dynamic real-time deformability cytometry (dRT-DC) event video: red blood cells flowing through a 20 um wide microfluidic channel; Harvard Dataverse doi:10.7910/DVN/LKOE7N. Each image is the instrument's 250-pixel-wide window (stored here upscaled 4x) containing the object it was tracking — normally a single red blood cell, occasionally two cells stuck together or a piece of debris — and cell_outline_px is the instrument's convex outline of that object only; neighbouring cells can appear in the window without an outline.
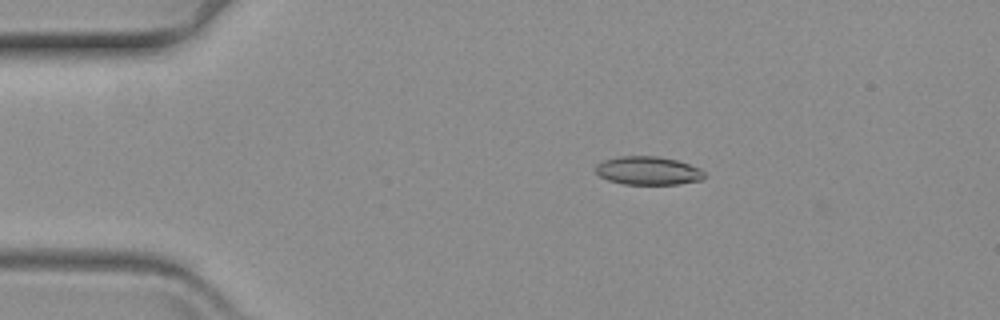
{"species": "common noctule bat (a hibernating species)", "species_latin": "Nyctalus noctula", "temperature_condition": "warm", "stored_images_in_passage": 60, "camera_frame_rate_fps": 3000, "um_per_image_px": 0.085, "animal": {"sex": "female", "body_mass_g": 19.3, "forearm_length_mm": 54.1}, "frame": {"image": 1, "passage_image": 11, "time_ms": 3.333, "image_size_px": [1000, 320], "cell_outline_px": [[704, 176], [700, 180], [680, 184], [624, 184], [608, 180], [600, 176], [596, 172], [596, 164], [604, 160], [620, 156], [656, 156], [676, 160], [700, 168], [704, 172]], "centroid_in_image_um": [55.07, 14.51], "position_along_channel_um": 29.9, "area_um2": 17.86}}
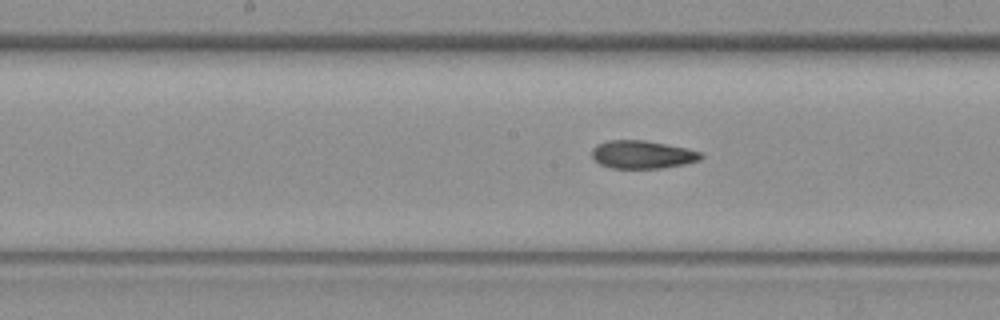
{"frame": {"image": 2, "passage_image": 30, "time_ms": 9.667, "image_size_px": [1000, 320], "cell_outline_px": [[704, 156], [700, 160], [684, 164], [660, 168], [612, 168], [600, 164], [592, 156], [592, 148], [596, 144], [608, 140], [644, 140], [684, 148], [700, 152]], "centroid_in_image_um": [54.57, 13.13], "position_along_channel_um": 193.6, "area_um2": 17.63}}
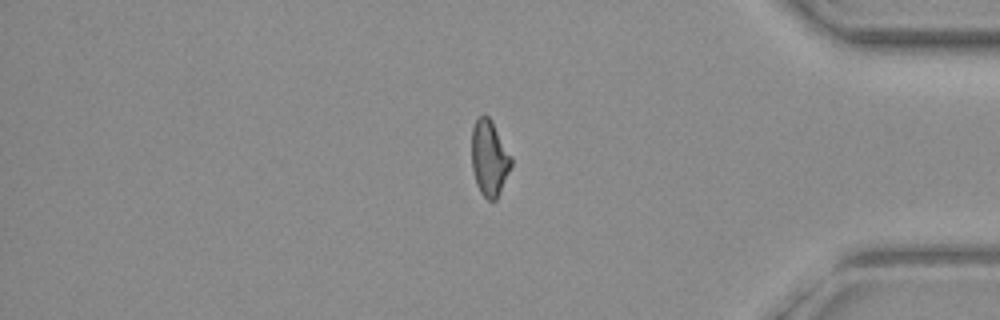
{"frame": {"image": 3, "passage_image": 50, "time_ms": 16.333, "image_size_px": [1000, 320], "cell_outline_px": [[512, 164], [496, 200], [488, 200], [480, 192], [476, 184], [472, 168], [472, 128], [476, 120], [480, 116], [488, 116], [492, 120], [512, 156]], "centroid_in_image_um": [41.59, 13.43], "position_along_channel_um": 393.6, "area_um2": 17.4}}